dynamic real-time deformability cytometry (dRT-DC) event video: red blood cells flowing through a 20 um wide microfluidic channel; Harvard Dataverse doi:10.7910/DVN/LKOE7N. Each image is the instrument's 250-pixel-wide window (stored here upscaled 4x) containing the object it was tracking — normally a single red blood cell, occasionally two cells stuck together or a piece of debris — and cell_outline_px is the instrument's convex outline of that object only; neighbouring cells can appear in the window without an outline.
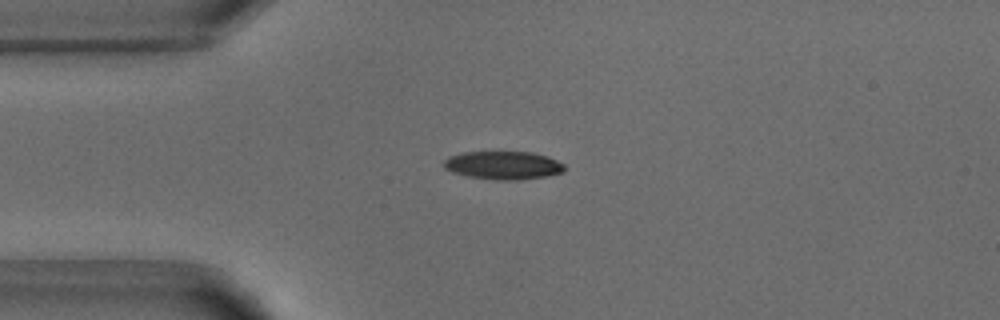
{"species": "common noctule bat (a hibernating species)", "species_latin": "Nyctalus noctula", "temperature_condition": "warm", "stored_images_in_passage": 50, "camera_frame_rate_fps": 3000, "um_per_image_px": 0.085, "animal": {"sex": "male", "body_mass_g": 18.8}, "frame": {"image": 1, "passage_image": 11, "time_ms": 3.333, "image_size_px": [1000, 320], "cell_outline_px": [[564, 172], [548, 176], [520, 180], [496, 180], [468, 176], [452, 172], [444, 168], [444, 160], [448, 156], [464, 152], [532, 152], [548, 156], [564, 164]], "centroid_in_image_um": [42.79, 14.05], "position_along_channel_um": 42.2, "area_um2": 19.94}}
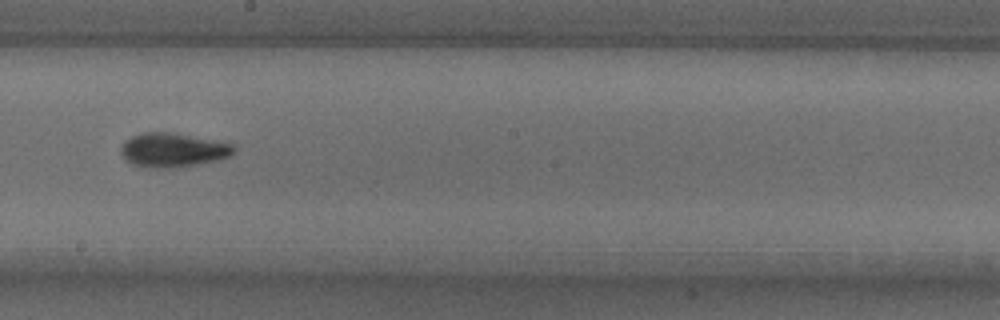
{"frame": {"image": 2, "passage_image": 27, "time_ms": 8.667, "image_size_px": [1000, 320], "cell_outline_px": [[236, 148], [228, 156], [216, 160], [176, 168], [144, 168], [132, 164], [120, 152], [120, 148], [124, 140], [140, 132], [172, 132], [232, 144]], "centroid_in_image_um": [14.62, 12.75], "position_along_channel_um": 233.6, "area_um2": 22.37}}
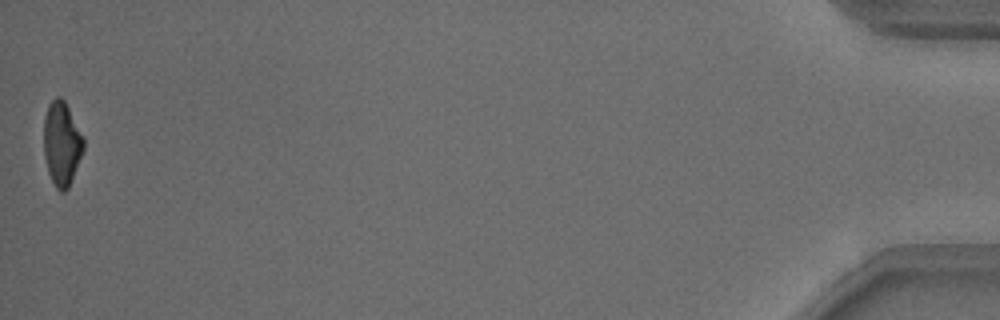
{"frame": {"image": 3, "passage_image": 50, "time_ms": 16.333, "image_size_px": [1000, 320], "cell_outline_px": [[84, 148], [68, 188], [64, 192], [60, 192], [56, 188], [48, 172], [44, 156], [44, 116], [48, 104], [56, 96], [60, 96], [64, 100], [84, 136]], "centroid_in_image_um": [5.24, 12.18], "position_along_channel_um": 430.0, "area_um2": 19.48}, "authors_computed_cell_mechanics": {"area_um2": 20.3745, "velocity_mm_per_s": 3.8874, "shape_relaxation_time_tau1_ms": 4.4531, "shape_relaxation_time_tau2_ms": 2.6074, "deformation_change_tau1": 0.1588, "deformation_change_tau2": 0.0932}}